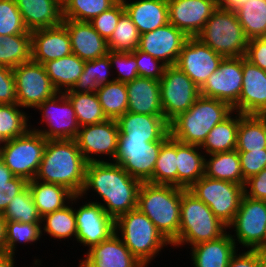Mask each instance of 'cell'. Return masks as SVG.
<instances>
[{
    "label": "cell",
    "instance_id": "cell-1",
    "mask_svg": "<svg viewBox=\"0 0 266 267\" xmlns=\"http://www.w3.org/2000/svg\"><path fill=\"white\" fill-rule=\"evenodd\" d=\"M141 184V181L130 176L119 164L91 162L87 163L84 186L79 195L83 199L100 204L105 212L116 220L137 208Z\"/></svg>",
    "mask_w": 266,
    "mask_h": 267
},
{
    "label": "cell",
    "instance_id": "cell-2",
    "mask_svg": "<svg viewBox=\"0 0 266 267\" xmlns=\"http://www.w3.org/2000/svg\"><path fill=\"white\" fill-rule=\"evenodd\" d=\"M86 166L87 162L75 139L47 140L34 179L63 185L79 195L84 186Z\"/></svg>",
    "mask_w": 266,
    "mask_h": 267
},
{
    "label": "cell",
    "instance_id": "cell-3",
    "mask_svg": "<svg viewBox=\"0 0 266 267\" xmlns=\"http://www.w3.org/2000/svg\"><path fill=\"white\" fill-rule=\"evenodd\" d=\"M182 188L142 182L137 208L173 244L178 238Z\"/></svg>",
    "mask_w": 266,
    "mask_h": 267
},
{
    "label": "cell",
    "instance_id": "cell-4",
    "mask_svg": "<svg viewBox=\"0 0 266 267\" xmlns=\"http://www.w3.org/2000/svg\"><path fill=\"white\" fill-rule=\"evenodd\" d=\"M115 233L144 266L149 267L157 256H161L162 250L173 249L172 244L138 208L115 220Z\"/></svg>",
    "mask_w": 266,
    "mask_h": 267
},
{
    "label": "cell",
    "instance_id": "cell-5",
    "mask_svg": "<svg viewBox=\"0 0 266 267\" xmlns=\"http://www.w3.org/2000/svg\"><path fill=\"white\" fill-rule=\"evenodd\" d=\"M233 112L226 102L200 95L195 103L170 123V135L185 144L201 146L211 129Z\"/></svg>",
    "mask_w": 266,
    "mask_h": 267
},
{
    "label": "cell",
    "instance_id": "cell-6",
    "mask_svg": "<svg viewBox=\"0 0 266 267\" xmlns=\"http://www.w3.org/2000/svg\"><path fill=\"white\" fill-rule=\"evenodd\" d=\"M228 231L212 210L188 189L182 188L178 238L172 248H190L198 243L213 241ZM187 245V246H186Z\"/></svg>",
    "mask_w": 266,
    "mask_h": 267
},
{
    "label": "cell",
    "instance_id": "cell-7",
    "mask_svg": "<svg viewBox=\"0 0 266 267\" xmlns=\"http://www.w3.org/2000/svg\"><path fill=\"white\" fill-rule=\"evenodd\" d=\"M196 38L225 58L245 56L249 41L237 14L218 8Z\"/></svg>",
    "mask_w": 266,
    "mask_h": 267
},
{
    "label": "cell",
    "instance_id": "cell-8",
    "mask_svg": "<svg viewBox=\"0 0 266 267\" xmlns=\"http://www.w3.org/2000/svg\"><path fill=\"white\" fill-rule=\"evenodd\" d=\"M227 228L238 249L266 252V201L243 195Z\"/></svg>",
    "mask_w": 266,
    "mask_h": 267
},
{
    "label": "cell",
    "instance_id": "cell-9",
    "mask_svg": "<svg viewBox=\"0 0 266 267\" xmlns=\"http://www.w3.org/2000/svg\"><path fill=\"white\" fill-rule=\"evenodd\" d=\"M47 140L29 129L24 135L4 141L0 159L18 177L33 180L42 161Z\"/></svg>",
    "mask_w": 266,
    "mask_h": 267
},
{
    "label": "cell",
    "instance_id": "cell-10",
    "mask_svg": "<svg viewBox=\"0 0 266 267\" xmlns=\"http://www.w3.org/2000/svg\"><path fill=\"white\" fill-rule=\"evenodd\" d=\"M227 227L233 222L244 195V186L229 181L201 177L189 189Z\"/></svg>",
    "mask_w": 266,
    "mask_h": 267
},
{
    "label": "cell",
    "instance_id": "cell-11",
    "mask_svg": "<svg viewBox=\"0 0 266 267\" xmlns=\"http://www.w3.org/2000/svg\"><path fill=\"white\" fill-rule=\"evenodd\" d=\"M36 111L41 113L38 124L43 126L30 124V129L40 133L46 140L76 138L80 126L73 106L64 93L58 92L53 98L45 100Z\"/></svg>",
    "mask_w": 266,
    "mask_h": 267
},
{
    "label": "cell",
    "instance_id": "cell-12",
    "mask_svg": "<svg viewBox=\"0 0 266 267\" xmlns=\"http://www.w3.org/2000/svg\"><path fill=\"white\" fill-rule=\"evenodd\" d=\"M74 214L77 226L75 241L86 250L100 244L115 233V220L98 203L85 200L80 195H75Z\"/></svg>",
    "mask_w": 266,
    "mask_h": 267
},
{
    "label": "cell",
    "instance_id": "cell-13",
    "mask_svg": "<svg viewBox=\"0 0 266 267\" xmlns=\"http://www.w3.org/2000/svg\"><path fill=\"white\" fill-rule=\"evenodd\" d=\"M164 118L170 123L200 96L198 86L177 66H166L159 80Z\"/></svg>",
    "mask_w": 266,
    "mask_h": 267
},
{
    "label": "cell",
    "instance_id": "cell-14",
    "mask_svg": "<svg viewBox=\"0 0 266 267\" xmlns=\"http://www.w3.org/2000/svg\"><path fill=\"white\" fill-rule=\"evenodd\" d=\"M12 70L15 77L17 104L25 111L32 108L35 110L45 100L53 98L58 93L42 64L31 59Z\"/></svg>",
    "mask_w": 266,
    "mask_h": 267
},
{
    "label": "cell",
    "instance_id": "cell-15",
    "mask_svg": "<svg viewBox=\"0 0 266 267\" xmlns=\"http://www.w3.org/2000/svg\"><path fill=\"white\" fill-rule=\"evenodd\" d=\"M119 134L117 121L107 119L98 124L80 127L75 140L87 163L114 162Z\"/></svg>",
    "mask_w": 266,
    "mask_h": 267
},
{
    "label": "cell",
    "instance_id": "cell-16",
    "mask_svg": "<svg viewBox=\"0 0 266 267\" xmlns=\"http://www.w3.org/2000/svg\"><path fill=\"white\" fill-rule=\"evenodd\" d=\"M163 142H148L147 139H118L114 163L121 165L133 178L141 182H149Z\"/></svg>",
    "mask_w": 266,
    "mask_h": 267
},
{
    "label": "cell",
    "instance_id": "cell-17",
    "mask_svg": "<svg viewBox=\"0 0 266 267\" xmlns=\"http://www.w3.org/2000/svg\"><path fill=\"white\" fill-rule=\"evenodd\" d=\"M242 57L224 58L200 88V95L228 103L239 112V96L242 91Z\"/></svg>",
    "mask_w": 266,
    "mask_h": 267
},
{
    "label": "cell",
    "instance_id": "cell-18",
    "mask_svg": "<svg viewBox=\"0 0 266 267\" xmlns=\"http://www.w3.org/2000/svg\"><path fill=\"white\" fill-rule=\"evenodd\" d=\"M225 57L214 52L196 37H189L175 66L183 71L200 89Z\"/></svg>",
    "mask_w": 266,
    "mask_h": 267
},
{
    "label": "cell",
    "instance_id": "cell-19",
    "mask_svg": "<svg viewBox=\"0 0 266 267\" xmlns=\"http://www.w3.org/2000/svg\"><path fill=\"white\" fill-rule=\"evenodd\" d=\"M188 38L183 31L167 23L140 35L138 49L160 60L166 66H174Z\"/></svg>",
    "mask_w": 266,
    "mask_h": 267
},
{
    "label": "cell",
    "instance_id": "cell-20",
    "mask_svg": "<svg viewBox=\"0 0 266 267\" xmlns=\"http://www.w3.org/2000/svg\"><path fill=\"white\" fill-rule=\"evenodd\" d=\"M216 9V0H168L169 23L196 37Z\"/></svg>",
    "mask_w": 266,
    "mask_h": 267
},
{
    "label": "cell",
    "instance_id": "cell-21",
    "mask_svg": "<svg viewBox=\"0 0 266 267\" xmlns=\"http://www.w3.org/2000/svg\"><path fill=\"white\" fill-rule=\"evenodd\" d=\"M82 256V259L78 258V267H144L116 233L92 246Z\"/></svg>",
    "mask_w": 266,
    "mask_h": 267
},
{
    "label": "cell",
    "instance_id": "cell-22",
    "mask_svg": "<svg viewBox=\"0 0 266 267\" xmlns=\"http://www.w3.org/2000/svg\"><path fill=\"white\" fill-rule=\"evenodd\" d=\"M118 139H147L148 142L165 141L170 136L169 122L164 116L126 112L117 120Z\"/></svg>",
    "mask_w": 266,
    "mask_h": 267
},
{
    "label": "cell",
    "instance_id": "cell-23",
    "mask_svg": "<svg viewBox=\"0 0 266 267\" xmlns=\"http://www.w3.org/2000/svg\"><path fill=\"white\" fill-rule=\"evenodd\" d=\"M31 46V59L42 65L72 53L70 36L63 23L32 31Z\"/></svg>",
    "mask_w": 266,
    "mask_h": 267
},
{
    "label": "cell",
    "instance_id": "cell-24",
    "mask_svg": "<svg viewBox=\"0 0 266 267\" xmlns=\"http://www.w3.org/2000/svg\"><path fill=\"white\" fill-rule=\"evenodd\" d=\"M242 72L239 113L266 115V71L242 56Z\"/></svg>",
    "mask_w": 266,
    "mask_h": 267
},
{
    "label": "cell",
    "instance_id": "cell-25",
    "mask_svg": "<svg viewBox=\"0 0 266 267\" xmlns=\"http://www.w3.org/2000/svg\"><path fill=\"white\" fill-rule=\"evenodd\" d=\"M70 36L72 53L81 60L91 61L108 54L107 41L87 21L64 19Z\"/></svg>",
    "mask_w": 266,
    "mask_h": 267
},
{
    "label": "cell",
    "instance_id": "cell-26",
    "mask_svg": "<svg viewBox=\"0 0 266 267\" xmlns=\"http://www.w3.org/2000/svg\"><path fill=\"white\" fill-rule=\"evenodd\" d=\"M125 85L128 93V112L164 116L158 80L138 77Z\"/></svg>",
    "mask_w": 266,
    "mask_h": 267
},
{
    "label": "cell",
    "instance_id": "cell-27",
    "mask_svg": "<svg viewBox=\"0 0 266 267\" xmlns=\"http://www.w3.org/2000/svg\"><path fill=\"white\" fill-rule=\"evenodd\" d=\"M25 26L32 32L63 23L62 0H15Z\"/></svg>",
    "mask_w": 266,
    "mask_h": 267
},
{
    "label": "cell",
    "instance_id": "cell-28",
    "mask_svg": "<svg viewBox=\"0 0 266 267\" xmlns=\"http://www.w3.org/2000/svg\"><path fill=\"white\" fill-rule=\"evenodd\" d=\"M189 249V263L193 267H228L239 250L228 231L216 240L201 242Z\"/></svg>",
    "mask_w": 266,
    "mask_h": 267
},
{
    "label": "cell",
    "instance_id": "cell-29",
    "mask_svg": "<svg viewBox=\"0 0 266 267\" xmlns=\"http://www.w3.org/2000/svg\"><path fill=\"white\" fill-rule=\"evenodd\" d=\"M140 35L169 23L168 0H122Z\"/></svg>",
    "mask_w": 266,
    "mask_h": 267
},
{
    "label": "cell",
    "instance_id": "cell-30",
    "mask_svg": "<svg viewBox=\"0 0 266 267\" xmlns=\"http://www.w3.org/2000/svg\"><path fill=\"white\" fill-rule=\"evenodd\" d=\"M205 156L200 146L176 140L177 187L189 189L205 175Z\"/></svg>",
    "mask_w": 266,
    "mask_h": 267
},
{
    "label": "cell",
    "instance_id": "cell-31",
    "mask_svg": "<svg viewBox=\"0 0 266 267\" xmlns=\"http://www.w3.org/2000/svg\"><path fill=\"white\" fill-rule=\"evenodd\" d=\"M28 187L41 217L62 209L75 196L63 185L44 183L36 179L28 181Z\"/></svg>",
    "mask_w": 266,
    "mask_h": 267
},
{
    "label": "cell",
    "instance_id": "cell-32",
    "mask_svg": "<svg viewBox=\"0 0 266 267\" xmlns=\"http://www.w3.org/2000/svg\"><path fill=\"white\" fill-rule=\"evenodd\" d=\"M41 233L42 236L46 235V239L48 236L49 239L60 242L62 240L68 242L69 240H73L72 242H74L77 235L76 218L74 214V197L71 202L62 209L41 217Z\"/></svg>",
    "mask_w": 266,
    "mask_h": 267
},
{
    "label": "cell",
    "instance_id": "cell-33",
    "mask_svg": "<svg viewBox=\"0 0 266 267\" xmlns=\"http://www.w3.org/2000/svg\"><path fill=\"white\" fill-rule=\"evenodd\" d=\"M85 61L71 53L43 64L54 88L63 93L70 90L83 72Z\"/></svg>",
    "mask_w": 266,
    "mask_h": 267
},
{
    "label": "cell",
    "instance_id": "cell-34",
    "mask_svg": "<svg viewBox=\"0 0 266 267\" xmlns=\"http://www.w3.org/2000/svg\"><path fill=\"white\" fill-rule=\"evenodd\" d=\"M205 176L244 186L246 180L243 178L238 151L235 149L206 155Z\"/></svg>",
    "mask_w": 266,
    "mask_h": 267
},
{
    "label": "cell",
    "instance_id": "cell-35",
    "mask_svg": "<svg viewBox=\"0 0 266 267\" xmlns=\"http://www.w3.org/2000/svg\"><path fill=\"white\" fill-rule=\"evenodd\" d=\"M111 62L108 55L91 61H85L84 69L70 90L63 93H92L99 86L114 81Z\"/></svg>",
    "mask_w": 266,
    "mask_h": 267
},
{
    "label": "cell",
    "instance_id": "cell-36",
    "mask_svg": "<svg viewBox=\"0 0 266 267\" xmlns=\"http://www.w3.org/2000/svg\"><path fill=\"white\" fill-rule=\"evenodd\" d=\"M239 128V112L233 111L221 123L214 126L200 146L205 155L236 149Z\"/></svg>",
    "mask_w": 266,
    "mask_h": 267
},
{
    "label": "cell",
    "instance_id": "cell-37",
    "mask_svg": "<svg viewBox=\"0 0 266 267\" xmlns=\"http://www.w3.org/2000/svg\"><path fill=\"white\" fill-rule=\"evenodd\" d=\"M266 149V115L239 113L237 151Z\"/></svg>",
    "mask_w": 266,
    "mask_h": 267
},
{
    "label": "cell",
    "instance_id": "cell-38",
    "mask_svg": "<svg viewBox=\"0 0 266 267\" xmlns=\"http://www.w3.org/2000/svg\"><path fill=\"white\" fill-rule=\"evenodd\" d=\"M31 32L0 35V66L13 69L31 60Z\"/></svg>",
    "mask_w": 266,
    "mask_h": 267
},
{
    "label": "cell",
    "instance_id": "cell-39",
    "mask_svg": "<svg viewBox=\"0 0 266 267\" xmlns=\"http://www.w3.org/2000/svg\"><path fill=\"white\" fill-rule=\"evenodd\" d=\"M96 93L107 119L117 120L127 112L128 93L125 83L111 81L99 86Z\"/></svg>",
    "mask_w": 266,
    "mask_h": 267
},
{
    "label": "cell",
    "instance_id": "cell-40",
    "mask_svg": "<svg viewBox=\"0 0 266 267\" xmlns=\"http://www.w3.org/2000/svg\"><path fill=\"white\" fill-rule=\"evenodd\" d=\"M149 183L177 186L176 139L171 135L161 145Z\"/></svg>",
    "mask_w": 266,
    "mask_h": 267
},
{
    "label": "cell",
    "instance_id": "cell-41",
    "mask_svg": "<svg viewBox=\"0 0 266 267\" xmlns=\"http://www.w3.org/2000/svg\"><path fill=\"white\" fill-rule=\"evenodd\" d=\"M64 94L73 106L80 127L98 124L107 120L96 92Z\"/></svg>",
    "mask_w": 266,
    "mask_h": 267
},
{
    "label": "cell",
    "instance_id": "cell-42",
    "mask_svg": "<svg viewBox=\"0 0 266 267\" xmlns=\"http://www.w3.org/2000/svg\"><path fill=\"white\" fill-rule=\"evenodd\" d=\"M18 104H0V137L3 141L24 135L29 129L32 115Z\"/></svg>",
    "mask_w": 266,
    "mask_h": 267
},
{
    "label": "cell",
    "instance_id": "cell-43",
    "mask_svg": "<svg viewBox=\"0 0 266 267\" xmlns=\"http://www.w3.org/2000/svg\"><path fill=\"white\" fill-rule=\"evenodd\" d=\"M246 37H266V0H249L236 13Z\"/></svg>",
    "mask_w": 266,
    "mask_h": 267
},
{
    "label": "cell",
    "instance_id": "cell-44",
    "mask_svg": "<svg viewBox=\"0 0 266 267\" xmlns=\"http://www.w3.org/2000/svg\"><path fill=\"white\" fill-rule=\"evenodd\" d=\"M140 43V33L125 11L119 18L112 36L107 41L108 49L114 52L133 53Z\"/></svg>",
    "mask_w": 266,
    "mask_h": 267
},
{
    "label": "cell",
    "instance_id": "cell-45",
    "mask_svg": "<svg viewBox=\"0 0 266 267\" xmlns=\"http://www.w3.org/2000/svg\"><path fill=\"white\" fill-rule=\"evenodd\" d=\"M44 237L41 233V223H22L18 221H7L6 245L7 253L17 255L18 244L30 246L40 243ZM25 244V245H23Z\"/></svg>",
    "mask_w": 266,
    "mask_h": 267
},
{
    "label": "cell",
    "instance_id": "cell-46",
    "mask_svg": "<svg viewBox=\"0 0 266 267\" xmlns=\"http://www.w3.org/2000/svg\"><path fill=\"white\" fill-rule=\"evenodd\" d=\"M119 0H62L63 19L89 22Z\"/></svg>",
    "mask_w": 266,
    "mask_h": 267
},
{
    "label": "cell",
    "instance_id": "cell-47",
    "mask_svg": "<svg viewBox=\"0 0 266 267\" xmlns=\"http://www.w3.org/2000/svg\"><path fill=\"white\" fill-rule=\"evenodd\" d=\"M2 215L6 221L41 223V216L28 186L13 197Z\"/></svg>",
    "mask_w": 266,
    "mask_h": 267
},
{
    "label": "cell",
    "instance_id": "cell-48",
    "mask_svg": "<svg viewBox=\"0 0 266 267\" xmlns=\"http://www.w3.org/2000/svg\"><path fill=\"white\" fill-rule=\"evenodd\" d=\"M28 31L15 0H0V35L25 34Z\"/></svg>",
    "mask_w": 266,
    "mask_h": 267
},
{
    "label": "cell",
    "instance_id": "cell-49",
    "mask_svg": "<svg viewBox=\"0 0 266 267\" xmlns=\"http://www.w3.org/2000/svg\"><path fill=\"white\" fill-rule=\"evenodd\" d=\"M107 55L111 62L115 81L127 83L139 77L136 62V50L133 53L114 52L109 50Z\"/></svg>",
    "mask_w": 266,
    "mask_h": 267
},
{
    "label": "cell",
    "instance_id": "cell-50",
    "mask_svg": "<svg viewBox=\"0 0 266 267\" xmlns=\"http://www.w3.org/2000/svg\"><path fill=\"white\" fill-rule=\"evenodd\" d=\"M125 12L122 0H119L110 9L104 11L98 16L94 17L89 22L93 28L108 41L113 34V31L118 24L120 16Z\"/></svg>",
    "mask_w": 266,
    "mask_h": 267
},
{
    "label": "cell",
    "instance_id": "cell-51",
    "mask_svg": "<svg viewBox=\"0 0 266 267\" xmlns=\"http://www.w3.org/2000/svg\"><path fill=\"white\" fill-rule=\"evenodd\" d=\"M238 153L245 180L266 168V149L238 151Z\"/></svg>",
    "mask_w": 266,
    "mask_h": 267
},
{
    "label": "cell",
    "instance_id": "cell-52",
    "mask_svg": "<svg viewBox=\"0 0 266 267\" xmlns=\"http://www.w3.org/2000/svg\"><path fill=\"white\" fill-rule=\"evenodd\" d=\"M136 62L138 66V76L160 80L163 76L166 65L148 53L136 49Z\"/></svg>",
    "mask_w": 266,
    "mask_h": 267
},
{
    "label": "cell",
    "instance_id": "cell-53",
    "mask_svg": "<svg viewBox=\"0 0 266 267\" xmlns=\"http://www.w3.org/2000/svg\"><path fill=\"white\" fill-rule=\"evenodd\" d=\"M0 104H17L13 70L5 66H0Z\"/></svg>",
    "mask_w": 266,
    "mask_h": 267
},
{
    "label": "cell",
    "instance_id": "cell-54",
    "mask_svg": "<svg viewBox=\"0 0 266 267\" xmlns=\"http://www.w3.org/2000/svg\"><path fill=\"white\" fill-rule=\"evenodd\" d=\"M28 186V181L22 177L15 176L7 183L0 184V213L7 208L10 201Z\"/></svg>",
    "mask_w": 266,
    "mask_h": 267
},
{
    "label": "cell",
    "instance_id": "cell-55",
    "mask_svg": "<svg viewBox=\"0 0 266 267\" xmlns=\"http://www.w3.org/2000/svg\"><path fill=\"white\" fill-rule=\"evenodd\" d=\"M245 58L266 71V37L250 39Z\"/></svg>",
    "mask_w": 266,
    "mask_h": 267
},
{
    "label": "cell",
    "instance_id": "cell-56",
    "mask_svg": "<svg viewBox=\"0 0 266 267\" xmlns=\"http://www.w3.org/2000/svg\"><path fill=\"white\" fill-rule=\"evenodd\" d=\"M244 195L252 199L266 201V168L245 181Z\"/></svg>",
    "mask_w": 266,
    "mask_h": 267
},
{
    "label": "cell",
    "instance_id": "cell-57",
    "mask_svg": "<svg viewBox=\"0 0 266 267\" xmlns=\"http://www.w3.org/2000/svg\"><path fill=\"white\" fill-rule=\"evenodd\" d=\"M228 267H256V250H237L232 256Z\"/></svg>",
    "mask_w": 266,
    "mask_h": 267
},
{
    "label": "cell",
    "instance_id": "cell-58",
    "mask_svg": "<svg viewBox=\"0 0 266 267\" xmlns=\"http://www.w3.org/2000/svg\"><path fill=\"white\" fill-rule=\"evenodd\" d=\"M249 0H216L217 8L234 12L235 14L243 7V4L247 3Z\"/></svg>",
    "mask_w": 266,
    "mask_h": 267
},
{
    "label": "cell",
    "instance_id": "cell-59",
    "mask_svg": "<svg viewBox=\"0 0 266 267\" xmlns=\"http://www.w3.org/2000/svg\"><path fill=\"white\" fill-rule=\"evenodd\" d=\"M6 227H7V221L4 218V216L0 213V255H4L7 253Z\"/></svg>",
    "mask_w": 266,
    "mask_h": 267
},
{
    "label": "cell",
    "instance_id": "cell-60",
    "mask_svg": "<svg viewBox=\"0 0 266 267\" xmlns=\"http://www.w3.org/2000/svg\"><path fill=\"white\" fill-rule=\"evenodd\" d=\"M14 177L15 175L0 159V184L7 183L8 181L12 180Z\"/></svg>",
    "mask_w": 266,
    "mask_h": 267
},
{
    "label": "cell",
    "instance_id": "cell-61",
    "mask_svg": "<svg viewBox=\"0 0 266 267\" xmlns=\"http://www.w3.org/2000/svg\"><path fill=\"white\" fill-rule=\"evenodd\" d=\"M17 260L16 255H11V254H4V255H0V267H18L16 266L17 262H15Z\"/></svg>",
    "mask_w": 266,
    "mask_h": 267
},
{
    "label": "cell",
    "instance_id": "cell-62",
    "mask_svg": "<svg viewBox=\"0 0 266 267\" xmlns=\"http://www.w3.org/2000/svg\"><path fill=\"white\" fill-rule=\"evenodd\" d=\"M256 267H266V252L256 250Z\"/></svg>",
    "mask_w": 266,
    "mask_h": 267
},
{
    "label": "cell",
    "instance_id": "cell-63",
    "mask_svg": "<svg viewBox=\"0 0 266 267\" xmlns=\"http://www.w3.org/2000/svg\"><path fill=\"white\" fill-rule=\"evenodd\" d=\"M37 258H39V257L38 256L34 257V260H32V262H31L32 266H30V265H28V266L29 267H40V266H43L42 263L44 261L41 258L40 259H37ZM28 266H24V267H28ZM55 267H57V265ZM59 267H61V266H59Z\"/></svg>",
    "mask_w": 266,
    "mask_h": 267
},
{
    "label": "cell",
    "instance_id": "cell-64",
    "mask_svg": "<svg viewBox=\"0 0 266 267\" xmlns=\"http://www.w3.org/2000/svg\"><path fill=\"white\" fill-rule=\"evenodd\" d=\"M3 144H4V141L1 139V137H0V149H1V147L3 146Z\"/></svg>",
    "mask_w": 266,
    "mask_h": 267
}]
</instances>
